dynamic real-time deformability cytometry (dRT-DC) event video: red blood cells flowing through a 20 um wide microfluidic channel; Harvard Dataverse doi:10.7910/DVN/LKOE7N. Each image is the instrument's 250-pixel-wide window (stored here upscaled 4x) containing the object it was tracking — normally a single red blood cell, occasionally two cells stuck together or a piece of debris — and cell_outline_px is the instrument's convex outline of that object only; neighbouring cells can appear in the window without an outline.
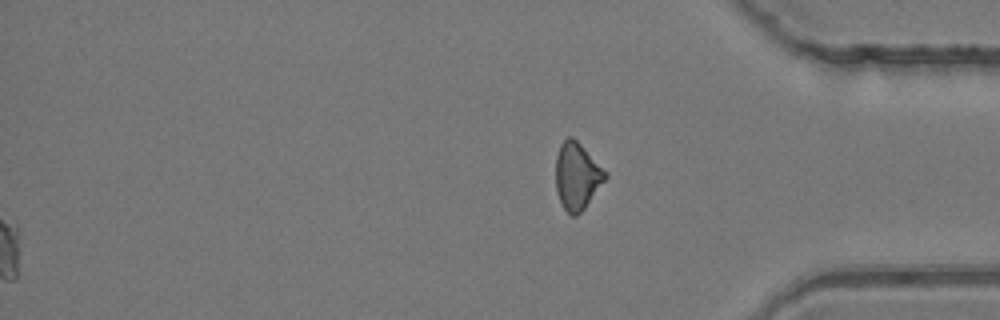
{"species": "common noctule bat (a hibernating species)", "species_latin": "Nyctalus noctula", "temperature_condition": "room temperature", "stored_images_in_passage": 41, "segment_of_instrument_passage": [2, 2], "camera_frame_rate_fps": 3000, "um_per_image_px": 0.085, "animal": {"sex": "female", "body_mass_g": 24.6, "forearm_length_mm": 56.2}, "frame": {"image": 1, "passage_image": 41, "time_ms": 13.333, "image_size_px": [1000, 320], "cell_outline_px": [[608, 176], [584, 208], [576, 216], [572, 216], [564, 208], [556, 192], [556, 156], [560, 144], [568, 136], [572, 136], [608, 172]], "centroid_in_image_um": [49.05, 14.95], "position_along_channel_um": 386.2, "area_um2": 19.19}}